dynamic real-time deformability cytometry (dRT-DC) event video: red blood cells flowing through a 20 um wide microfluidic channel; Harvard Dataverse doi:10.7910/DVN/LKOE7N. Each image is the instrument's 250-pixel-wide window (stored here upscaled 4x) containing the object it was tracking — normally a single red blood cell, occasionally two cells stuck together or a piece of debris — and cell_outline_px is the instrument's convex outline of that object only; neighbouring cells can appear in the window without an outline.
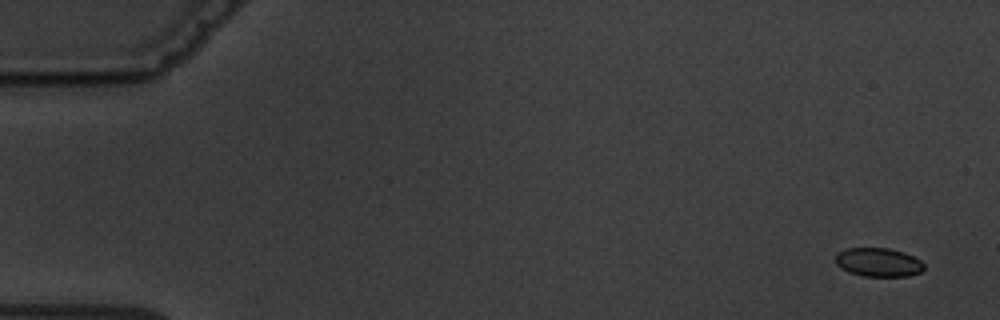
{"species": "common noctule bat (a hibernating species)", "species_latin": "Nyctalus noctula", "temperature_condition": "warm", "stored_images_in_passage": 5, "camera_frame_rate_fps": 3000, "um_per_image_px": 0.085, "animal": {"sex": "male", "body_mass_g": 19.5, "forearm_length_mm": 54.6}, "frame": {"image": 1, "passage_image": 1, "time_ms": 0.0, "image_size_px": [1000, 320], "cell_outline_px": [[924, 268], [920, 272], [908, 276], [860, 276], [848, 272], [840, 268], [836, 264], [836, 252], [844, 248], [888, 248], [904, 252], [920, 260], [924, 264]], "centroid_in_image_um": [74.62, 22.29], "position_along_channel_um": 10.4, "area_um2": 14.97}}
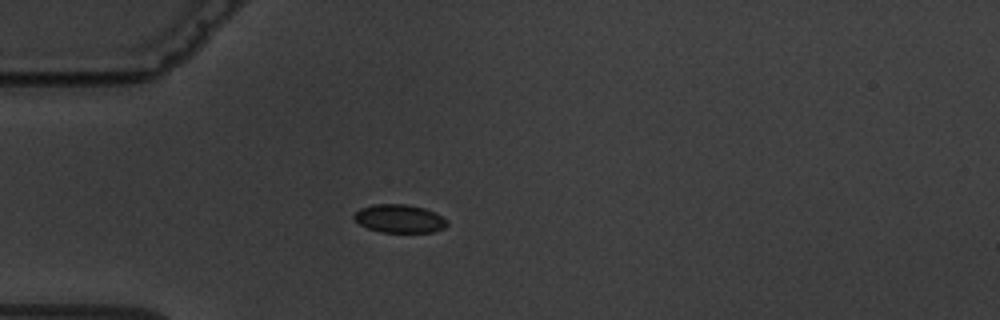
{"frame": {"image": 2, "passage_image": 5, "time_ms": 4.667, "image_size_px": [1000, 320], "cell_outline_px": [[448, 224], [444, 228], [432, 232], [380, 232], [368, 228], [360, 224], [352, 216], [360, 208], [372, 204], [408, 204], [424, 208], [436, 212], [448, 220]], "centroid_in_image_um": [33.98, 18.57], "position_along_channel_um": 51.0, "area_um2": 15.43}}